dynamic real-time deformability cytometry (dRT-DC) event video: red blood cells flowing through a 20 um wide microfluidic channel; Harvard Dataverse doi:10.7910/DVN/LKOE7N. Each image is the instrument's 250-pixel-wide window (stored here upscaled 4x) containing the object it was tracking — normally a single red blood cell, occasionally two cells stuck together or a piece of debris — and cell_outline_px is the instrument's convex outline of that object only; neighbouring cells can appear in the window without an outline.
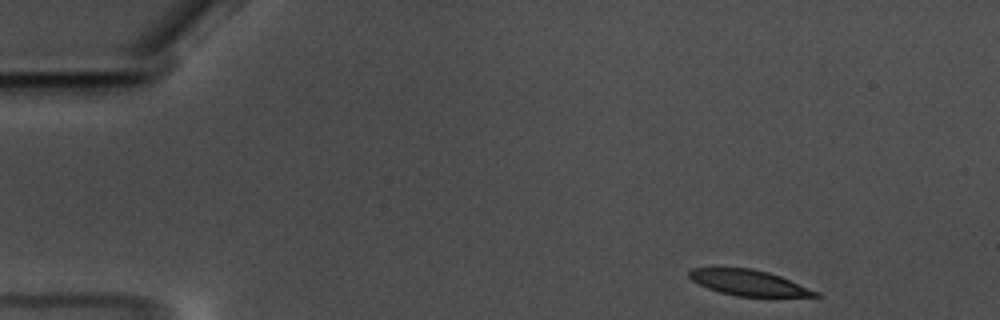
{"species": "common noctule bat (a hibernating species)", "species_latin": "Nyctalus noctula", "temperature_condition": "warm", "stored_images_in_passage": 52, "camera_frame_rate_fps": 3000, "um_per_image_px": 0.085, "animal": {"sex": "male", "body_mass_g": 17.5, "forearm_length_mm": 52.3}, "frame": {"image": 1, "passage_image": 1, "time_ms": 0.0, "image_size_px": [1000, 320], "cell_outline_px": [[824, 296], [736, 296], [720, 292], [708, 288], [692, 280], [688, 276], [688, 272], [692, 268], [752, 268], [768, 272], [780, 276], [820, 292]], "centroid_in_image_um": [63.65, 24.03], "position_along_channel_um": 21.3, "area_um2": 18.67}}
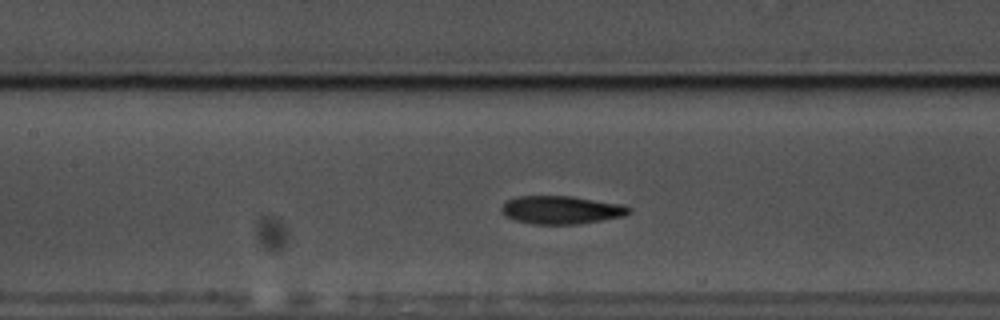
{"frame": {"image": 2, "passage_image": 21, "time_ms": 6.667, "image_size_px": [1000, 320], "cell_outline_px": [[632, 212], [624, 216], [580, 224], [532, 224], [516, 220], [504, 216], [500, 212], [500, 208], [508, 200], [516, 196], [572, 196], [624, 204], [632, 208]], "centroid_in_image_um": [47.73, 17.84], "position_along_channel_um": 159.7, "area_um2": 21.15}}
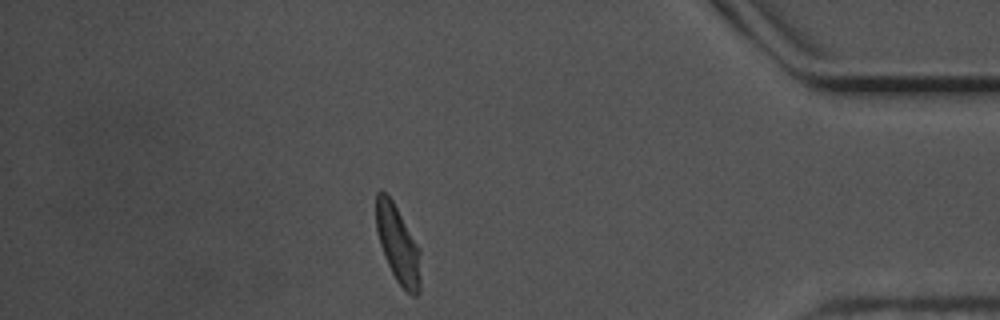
{"frame": {"image": 3, "passage_image": 45, "time_ms": 14.667, "image_size_px": [1000, 320], "cell_outline_px": [[420, 292], [416, 296], [412, 296], [396, 280], [384, 256], [380, 244], [376, 228], [376, 192], [380, 188], [392, 200], [420, 248]], "centroid_in_image_um": [33.83, 20.77], "position_along_channel_um": 401.4, "area_um2": 20.0}, "authors_computed_cell_mechanics": {"area_um2": 20.6924, "velocity_mm_per_s": 3.4921, "shape_relaxation_time_tau1_ms": 6.1883, "shape_relaxation_time_tau2_ms": 2.4063, "deformation_change_tau1": 0.1815, "deformation_change_tau2": 0.0941}}